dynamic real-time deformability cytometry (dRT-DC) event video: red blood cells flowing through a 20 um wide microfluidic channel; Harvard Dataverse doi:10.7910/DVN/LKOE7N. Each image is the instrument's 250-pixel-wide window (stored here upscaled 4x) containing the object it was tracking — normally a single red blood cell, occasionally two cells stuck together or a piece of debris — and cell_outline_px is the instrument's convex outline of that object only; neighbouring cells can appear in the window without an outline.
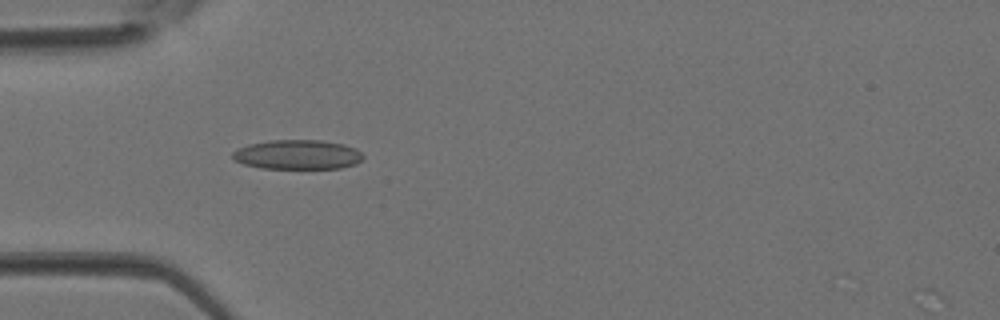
{"species": "Egyptian fruit bat (a non-hibernating species)", "species_latin": "Rousettus aegyptiacus", "temperature_condition": "room temperature", "stored_images_in_passage": 2, "camera_frame_rate_fps": 3000, "um_per_image_px": 0.085, "animal": {"sex": "female"}, "frame": {"image": 1, "passage_image": 1, "time_ms": 0.0, "image_size_px": [1000, 320], "cell_outline_px": [[364, 156], [356, 164], [340, 168], [260, 168], [244, 164], [236, 160], [232, 156], [232, 152], [248, 144], [272, 140], [320, 140], [344, 144], [356, 148]], "centroid_in_image_um": [25.31, 13.14], "position_along_channel_um": 59.7, "area_um2": 22.31}}
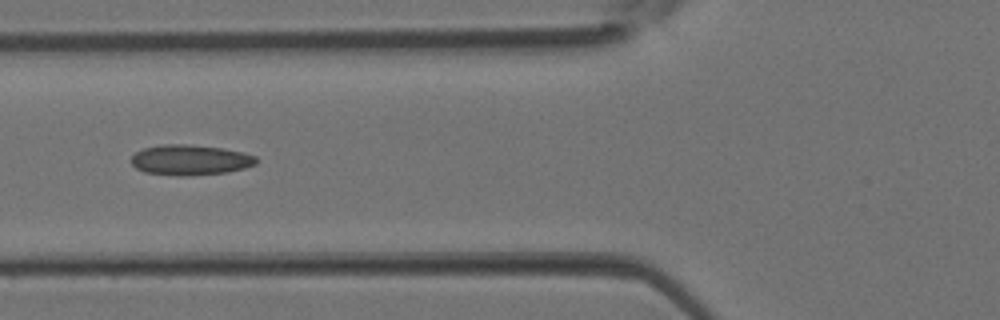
{"frame": {"image": 2, "passage_image": 2, "time_ms": 0.333, "image_size_px": [1000, 320], "cell_outline_px": [[260, 160], [256, 164], [244, 168], [228, 172], [180, 176], [176, 176], [144, 172], [136, 168], [132, 164], [132, 156], [136, 152], [144, 148], [160, 144], [188, 144], [224, 148], [244, 152], [256, 156]], "centroid_in_image_um": [16.2, 13.59], "position_along_channel_um": 109.6, "area_um2": 22.31}}